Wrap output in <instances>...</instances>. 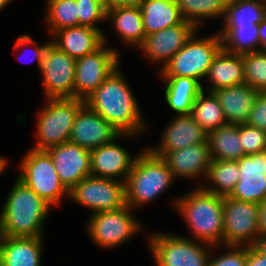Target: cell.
I'll list each match as a JSON object with an SVG mask.
<instances>
[{
    "mask_svg": "<svg viewBox=\"0 0 266 266\" xmlns=\"http://www.w3.org/2000/svg\"><path fill=\"white\" fill-rule=\"evenodd\" d=\"M170 122L163 132L159 146L148 147L153 154L162 157L168 152L207 141L208 134L191 114L176 115Z\"/></svg>",
    "mask_w": 266,
    "mask_h": 266,
    "instance_id": "19",
    "label": "cell"
},
{
    "mask_svg": "<svg viewBox=\"0 0 266 266\" xmlns=\"http://www.w3.org/2000/svg\"><path fill=\"white\" fill-rule=\"evenodd\" d=\"M143 0H103L106 9L121 6H140Z\"/></svg>",
    "mask_w": 266,
    "mask_h": 266,
    "instance_id": "42",
    "label": "cell"
},
{
    "mask_svg": "<svg viewBox=\"0 0 266 266\" xmlns=\"http://www.w3.org/2000/svg\"><path fill=\"white\" fill-rule=\"evenodd\" d=\"M174 179L162 157L144 149L137 155L125 181L126 205L134 209L153 201L170 187Z\"/></svg>",
    "mask_w": 266,
    "mask_h": 266,
    "instance_id": "4",
    "label": "cell"
},
{
    "mask_svg": "<svg viewBox=\"0 0 266 266\" xmlns=\"http://www.w3.org/2000/svg\"><path fill=\"white\" fill-rule=\"evenodd\" d=\"M3 204L0 213V236H44L42 225L51 205L18 178Z\"/></svg>",
    "mask_w": 266,
    "mask_h": 266,
    "instance_id": "2",
    "label": "cell"
},
{
    "mask_svg": "<svg viewBox=\"0 0 266 266\" xmlns=\"http://www.w3.org/2000/svg\"><path fill=\"white\" fill-rule=\"evenodd\" d=\"M75 65L74 58L48 46L39 69L46 99L74 98Z\"/></svg>",
    "mask_w": 266,
    "mask_h": 266,
    "instance_id": "13",
    "label": "cell"
},
{
    "mask_svg": "<svg viewBox=\"0 0 266 266\" xmlns=\"http://www.w3.org/2000/svg\"><path fill=\"white\" fill-rule=\"evenodd\" d=\"M69 198L93 213L120 209L126 205L125 182L89 175L70 190Z\"/></svg>",
    "mask_w": 266,
    "mask_h": 266,
    "instance_id": "11",
    "label": "cell"
},
{
    "mask_svg": "<svg viewBox=\"0 0 266 266\" xmlns=\"http://www.w3.org/2000/svg\"><path fill=\"white\" fill-rule=\"evenodd\" d=\"M225 248L228 252L223 255L209 256L208 266H247V246L228 245Z\"/></svg>",
    "mask_w": 266,
    "mask_h": 266,
    "instance_id": "38",
    "label": "cell"
},
{
    "mask_svg": "<svg viewBox=\"0 0 266 266\" xmlns=\"http://www.w3.org/2000/svg\"><path fill=\"white\" fill-rule=\"evenodd\" d=\"M245 83L250 87L266 92V54L260 51L242 55Z\"/></svg>",
    "mask_w": 266,
    "mask_h": 266,
    "instance_id": "35",
    "label": "cell"
},
{
    "mask_svg": "<svg viewBox=\"0 0 266 266\" xmlns=\"http://www.w3.org/2000/svg\"><path fill=\"white\" fill-rule=\"evenodd\" d=\"M53 35L52 44L75 60L93 53L104 44V34L89 26L67 27Z\"/></svg>",
    "mask_w": 266,
    "mask_h": 266,
    "instance_id": "22",
    "label": "cell"
},
{
    "mask_svg": "<svg viewBox=\"0 0 266 266\" xmlns=\"http://www.w3.org/2000/svg\"><path fill=\"white\" fill-rule=\"evenodd\" d=\"M148 245L156 266H208L211 251L215 249L195 239L166 233H152Z\"/></svg>",
    "mask_w": 266,
    "mask_h": 266,
    "instance_id": "8",
    "label": "cell"
},
{
    "mask_svg": "<svg viewBox=\"0 0 266 266\" xmlns=\"http://www.w3.org/2000/svg\"><path fill=\"white\" fill-rule=\"evenodd\" d=\"M259 51L266 54V17L259 23Z\"/></svg>",
    "mask_w": 266,
    "mask_h": 266,
    "instance_id": "44",
    "label": "cell"
},
{
    "mask_svg": "<svg viewBox=\"0 0 266 266\" xmlns=\"http://www.w3.org/2000/svg\"><path fill=\"white\" fill-rule=\"evenodd\" d=\"M266 17L264 0H228L224 26H255Z\"/></svg>",
    "mask_w": 266,
    "mask_h": 266,
    "instance_id": "30",
    "label": "cell"
},
{
    "mask_svg": "<svg viewBox=\"0 0 266 266\" xmlns=\"http://www.w3.org/2000/svg\"><path fill=\"white\" fill-rule=\"evenodd\" d=\"M140 8L146 35L184 21L175 0H143Z\"/></svg>",
    "mask_w": 266,
    "mask_h": 266,
    "instance_id": "27",
    "label": "cell"
},
{
    "mask_svg": "<svg viewBox=\"0 0 266 266\" xmlns=\"http://www.w3.org/2000/svg\"><path fill=\"white\" fill-rule=\"evenodd\" d=\"M222 245L252 246L260 236L259 204L223 197Z\"/></svg>",
    "mask_w": 266,
    "mask_h": 266,
    "instance_id": "9",
    "label": "cell"
},
{
    "mask_svg": "<svg viewBox=\"0 0 266 266\" xmlns=\"http://www.w3.org/2000/svg\"><path fill=\"white\" fill-rule=\"evenodd\" d=\"M174 205L187 221L196 241L216 248L222 246L224 232L223 196L205 191L201 186L184 197L175 199Z\"/></svg>",
    "mask_w": 266,
    "mask_h": 266,
    "instance_id": "3",
    "label": "cell"
},
{
    "mask_svg": "<svg viewBox=\"0 0 266 266\" xmlns=\"http://www.w3.org/2000/svg\"><path fill=\"white\" fill-rule=\"evenodd\" d=\"M128 205L116 210L93 213L89 218L88 232L91 240L103 248H115L128 241L141 224L132 216Z\"/></svg>",
    "mask_w": 266,
    "mask_h": 266,
    "instance_id": "10",
    "label": "cell"
},
{
    "mask_svg": "<svg viewBox=\"0 0 266 266\" xmlns=\"http://www.w3.org/2000/svg\"><path fill=\"white\" fill-rule=\"evenodd\" d=\"M79 26H89L98 29L104 34L96 24L107 20V9L103 0H76Z\"/></svg>",
    "mask_w": 266,
    "mask_h": 266,
    "instance_id": "36",
    "label": "cell"
},
{
    "mask_svg": "<svg viewBox=\"0 0 266 266\" xmlns=\"http://www.w3.org/2000/svg\"><path fill=\"white\" fill-rule=\"evenodd\" d=\"M106 19L112 20L113 26L123 42L140 46L146 32L140 6H121L107 9Z\"/></svg>",
    "mask_w": 266,
    "mask_h": 266,
    "instance_id": "26",
    "label": "cell"
},
{
    "mask_svg": "<svg viewBox=\"0 0 266 266\" xmlns=\"http://www.w3.org/2000/svg\"><path fill=\"white\" fill-rule=\"evenodd\" d=\"M206 77L211 83L208 92L245 83L242 56L222 49L214 58Z\"/></svg>",
    "mask_w": 266,
    "mask_h": 266,
    "instance_id": "24",
    "label": "cell"
},
{
    "mask_svg": "<svg viewBox=\"0 0 266 266\" xmlns=\"http://www.w3.org/2000/svg\"><path fill=\"white\" fill-rule=\"evenodd\" d=\"M166 81L164 90L168 106L176 115L191 114L194 101L203 91L202 83L191 77L162 76Z\"/></svg>",
    "mask_w": 266,
    "mask_h": 266,
    "instance_id": "25",
    "label": "cell"
},
{
    "mask_svg": "<svg viewBox=\"0 0 266 266\" xmlns=\"http://www.w3.org/2000/svg\"><path fill=\"white\" fill-rule=\"evenodd\" d=\"M212 160L237 161L244 156L239 136V125L227 124L208 134Z\"/></svg>",
    "mask_w": 266,
    "mask_h": 266,
    "instance_id": "28",
    "label": "cell"
},
{
    "mask_svg": "<svg viewBox=\"0 0 266 266\" xmlns=\"http://www.w3.org/2000/svg\"><path fill=\"white\" fill-rule=\"evenodd\" d=\"M259 90L243 83L213 91L224 112L227 124H246Z\"/></svg>",
    "mask_w": 266,
    "mask_h": 266,
    "instance_id": "21",
    "label": "cell"
},
{
    "mask_svg": "<svg viewBox=\"0 0 266 266\" xmlns=\"http://www.w3.org/2000/svg\"><path fill=\"white\" fill-rule=\"evenodd\" d=\"M204 92L203 89L194 101L191 115L203 130L209 134L219 127L227 125V121L215 94L206 91V95Z\"/></svg>",
    "mask_w": 266,
    "mask_h": 266,
    "instance_id": "32",
    "label": "cell"
},
{
    "mask_svg": "<svg viewBox=\"0 0 266 266\" xmlns=\"http://www.w3.org/2000/svg\"><path fill=\"white\" fill-rule=\"evenodd\" d=\"M239 136L244 155L266 151V131L248 124H239Z\"/></svg>",
    "mask_w": 266,
    "mask_h": 266,
    "instance_id": "37",
    "label": "cell"
},
{
    "mask_svg": "<svg viewBox=\"0 0 266 266\" xmlns=\"http://www.w3.org/2000/svg\"><path fill=\"white\" fill-rule=\"evenodd\" d=\"M247 266H266V256L253 245L247 246Z\"/></svg>",
    "mask_w": 266,
    "mask_h": 266,
    "instance_id": "41",
    "label": "cell"
},
{
    "mask_svg": "<svg viewBox=\"0 0 266 266\" xmlns=\"http://www.w3.org/2000/svg\"><path fill=\"white\" fill-rule=\"evenodd\" d=\"M104 44L93 53L76 59L74 98L85 100L119 66L118 51Z\"/></svg>",
    "mask_w": 266,
    "mask_h": 266,
    "instance_id": "12",
    "label": "cell"
},
{
    "mask_svg": "<svg viewBox=\"0 0 266 266\" xmlns=\"http://www.w3.org/2000/svg\"><path fill=\"white\" fill-rule=\"evenodd\" d=\"M239 181L229 197L261 204L266 200V151L244 155L237 160Z\"/></svg>",
    "mask_w": 266,
    "mask_h": 266,
    "instance_id": "15",
    "label": "cell"
},
{
    "mask_svg": "<svg viewBox=\"0 0 266 266\" xmlns=\"http://www.w3.org/2000/svg\"><path fill=\"white\" fill-rule=\"evenodd\" d=\"M7 164H8V159L0 156V174H2V172L5 170Z\"/></svg>",
    "mask_w": 266,
    "mask_h": 266,
    "instance_id": "46",
    "label": "cell"
},
{
    "mask_svg": "<svg viewBox=\"0 0 266 266\" xmlns=\"http://www.w3.org/2000/svg\"><path fill=\"white\" fill-rule=\"evenodd\" d=\"M239 176L240 171L237 161L212 160L206 176V179L211 181V187L203 184L201 187L205 191L216 195L229 196L239 181Z\"/></svg>",
    "mask_w": 266,
    "mask_h": 266,
    "instance_id": "31",
    "label": "cell"
},
{
    "mask_svg": "<svg viewBox=\"0 0 266 266\" xmlns=\"http://www.w3.org/2000/svg\"><path fill=\"white\" fill-rule=\"evenodd\" d=\"M173 177L196 178L206 177L211 165L210 146L204 143L187 146L183 149L168 152L162 156Z\"/></svg>",
    "mask_w": 266,
    "mask_h": 266,
    "instance_id": "20",
    "label": "cell"
},
{
    "mask_svg": "<svg viewBox=\"0 0 266 266\" xmlns=\"http://www.w3.org/2000/svg\"><path fill=\"white\" fill-rule=\"evenodd\" d=\"M11 0H0V11L6 6L8 5V3L10 2Z\"/></svg>",
    "mask_w": 266,
    "mask_h": 266,
    "instance_id": "47",
    "label": "cell"
},
{
    "mask_svg": "<svg viewBox=\"0 0 266 266\" xmlns=\"http://www.w3.org/2000/svg\"><path fill=\"white\" fill-rule=\"evenodd\" d=\"M123 136L134 137L133 134H120L112 142L101 145L90 151L91 153V175L102 178L117 180L122 177L123 182L132 170L137 155L131 156L121 145L116 144L117 139ZM116 140V141H115Z\"/></svg>",
    "mask_w": 266,
    "mask_h": 266,
    "instance_id": "18",
    "label": "cell"
},
{
    "mask_svg": "<svg viewBox=\"0 0 266 266\" xmlns=\"http://www.w3.org/2000/svg\"><path fill=\"white\" fill-rule=\"evenodd\" d=\"M218 34L222 39L223 50L228 53L242 56L259 51V24L255 26H224Z\"/></svg>",
    "mask_w": 266,
    "mask_h": 266,
    "instance_id": "29",
    "label": "cell"
},
{
    "mask_svg": "<svg viewBox=\"0 0 266 266\" xmlns=\"http://www.w3.org/2000/svg\"><path fill=\"white\" fill-rule=\"evenodd\" d=\"M246 124L266 131V92H259Z\"/></svg>",
    "mask_w": 266,
    "mask_h": 266,
    "instance_id": "39",
    "label": "cell"
},
{
    "mask_svg": "<svg viewBox=\"0 0 266 266\" xmlns=\"http://www.w3.org/2000/svg\"><path fill=\"white\" fill-rule=\"evenodd\" d=\"M228 0H175L183 19L193 23L198 29L204 18L222 17Z\"/></svg>",
    "mask_w": 266,
    "mask_h": 266,
    "instance_id": "33",
    "label": "cell"
},
{
    "mask_svg": "<svg viewBox=\"0 0 266 266\" xmlns=\"http://www.w3.org/2000/svg\"><path fill=\"white\" fill-rule=\"evenodd\" d=\"M51 43L52 41H48L39 46V44L37 45V42H34L32 38H30L29 35L25 34V35L17 37L16 43L14 45V49L16 51L19 47H23L26 45H33L34 47H32L33 48L32 53L34 54V56L32 57V60H35V58L37 59L36 61L38 63V68L40 69L43 56L45 55V52Z\"/></svg>",
    "mask_w": 266,
    "mask_h": 266,
    "instance_id": "40",
    "label": "cell"
},
{
    "mask_svg": "<svg viewBox=\"0 0 266 266\" xmlns=\"http://www.w3.org/2000/svg\"><path fill=\"white\" fill-rule=\"evenodd\" d=\"M196 33L161 68V76H185L199 82L207 76L214 58L223 49L222 39L218 33L201 38H197Z\"/></svg>",
    "mask_w": 266,
    "mask_h": 266,
    "instance_id": "5",
    "label": "cell"
},
{
    "mask_svg": "<svg viewBox=\"0 0 266 266\" xmlns=\"http://www.w3.org/2000/svg\"><path fill=\"white\" fill-rule=\"evenodd\" d=\"M17 178L51 206L59 204L63 196H70L46 150L29 149L20 162Z\"/></svg>",
    "mask_w": 266,
    "mask_h": 266,
    "instance_id": "6",
    "label": "cell"
},
{
    "mask_svg": "<svg viewBox=\"0 0 266 266\" xmlns=\"http://www.w3.org/2000/svg\"><path fill=\"white\" fill-rule=\"evenodd\" d=\"M120 134H139L147 129L136 97L131 92L119 66L85 100Z\"/></svg>",
    "mask_w": 266,
    "mask_h": 266,
    "instance_id": "1",
    "label": "cell"
},
{
    "mask_svg": "<svg viewBox=\"0 0 266 266\" xmlns=\"http://www.w3.org/2000/svg\"><path fill=\"white\" fill-rule=\"evenodd\" d=\"M119 135L109 122L84 104L76 114L69 142L92 151L112 142Z\"/></svg>",
    "mask_w": 266,
    "mask_h": 266,
    "instance_id": "17",
    "label": "cell"
},
{
    "mask_svg": "<svg viewBox=\"0 0 266 266\" xmlns=\"http://www.w3.org/2000/svg\"><path fill=\"white\" fill-rule=\"evenodd\" d=\"M259 231L260 236L266 235V200L259 204Z\"/></svg>",
    "mask_w": 266,
    "mask_h": 266,
    "instance_id": "43",
    "label": "cell"
},
{
    "mask_svg": "<svg viewBox=\"0 0 266 266\" xmlns=\"http://www.w3.org/2000/svg\"><path fill=\"white\" fill-rule=\"evenodd\" d=\"M259 252L266 256V235L259 236L253 245Z\"/></svg>",
    "mask_w": 266,
    "mask_h": 266,
    "instance_id": "45",
    "label": "cell"
},
{
    "mask_svg": "<svg viewBox=\"0 0 266 266\" xmlns=\"http://www.w3.org/2000/svg\"><path fill=\"white\" fill-rule=\"evenodd\" d=\"M43 237L0 236L1 266H41Z\"/></svg>",
    "mask_w": 266,
    "mask_h": 266,
    "instance_id": "23",
    "label": "cell"
},
{
    "mask_svg": "<svg viewBox=\"0 0 266 266\" xmlns=\"http://www.w3.org/2000/svg\"><path fill=\"white\" fill-rule=\"evenodd\" d=\"M197 30L198 28L193 23L184 20L178 25L146 35L138 48L151 61L157 63L161 61L163 68L184 47L193 34L198 32Z\"/></svg>",
    "mask_w": 266,
    "mask_h": 266,
    "instance_id": "16",
    "label": "cell"
},
{
    "mask_svg": "<svg viewBox=\"0 0 266 266\" xmlns=\"http://www.w3.org/2000/svg\"><path fill=\"white\" fill-rule=\"evenodd\" d=\"M55 165L61 182L70 191L80 180L91 175V153L71 142L46 149Z\"/></svg>",
    "mask_w": 266,
    "mask_h": 266,
    "instance_id": "14",
    "label": "cell"
},
{
    "mask_svg": "<svg viewBox=\"0 0 266 266\" xmlns=\"http://www.w3.org/2000/svg\"><path fill=\"white\" fill-rule=\"evenodd\" d=\"M45 20L49 23V32L54 34L67 27L79 26L76 0H47Z\"/></svg>",
    "mask_w": 266,
    "mask_h": 266,
    "instance_id": "34",
    "label": "cell"
},
{
    "mask_svg": "<svg viewBox=\"0 0 266 266\" xmlns=\"http://www.w3.org/2000/svg\"><path fill=\"white\" fill-rule=\"evenodd\" d=\"M47 105L38 115L36 150L69 142L76 114L85 104L82 99H47Z\"/></svg>",
    "mask_w": 266,
    "mask_h": 266,
    "instance_id": "7",
    "label": "cell"
}]
</instances>
